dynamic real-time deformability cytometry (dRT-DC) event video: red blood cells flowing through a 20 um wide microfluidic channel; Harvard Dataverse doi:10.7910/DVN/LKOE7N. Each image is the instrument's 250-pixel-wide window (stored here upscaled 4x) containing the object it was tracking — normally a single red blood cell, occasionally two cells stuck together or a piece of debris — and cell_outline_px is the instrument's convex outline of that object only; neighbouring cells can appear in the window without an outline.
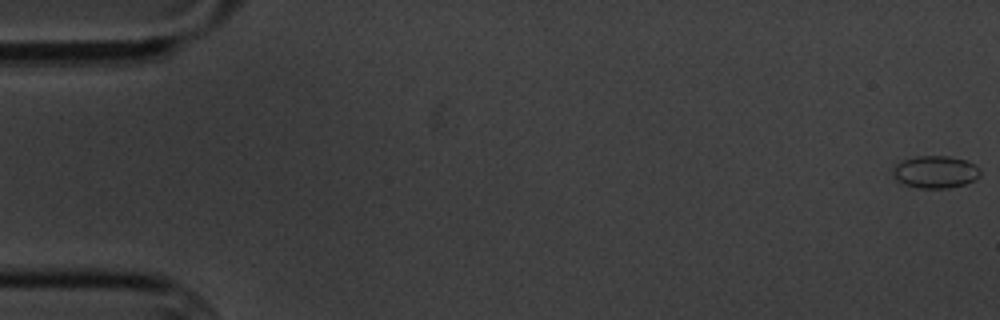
{"species": "common noctule bat (a hibernating species)", "species_latin": "Nyctalus noctula", "temperature_condition": "cold", "stored_images_in_passage": 6, "camera_frame_rate_fps": 3000, "um_per_image_px": 0.085, "animal": {"sex": "male", "body_mass_g": 20.1, "forearm_length_mm": 53.5}, "frame": {"image": 1, "passage_image": 1, "time_ms": 0.0, "image_size_px": [1000, 320], "cell_outline_px": [[980, 176], [976, 180], [964, 184], [948, 188], [920, 188], [904, 184], [896, 180], [892, 172], [892, 168], [896, 164], [904, 160], [916, 156], [948, 156], [964, 160], [980, 168]], "centroid_in_image_um": [79.5, 14.62], "position_along_channel_um": 5.5, "area_um2": 16.42}}
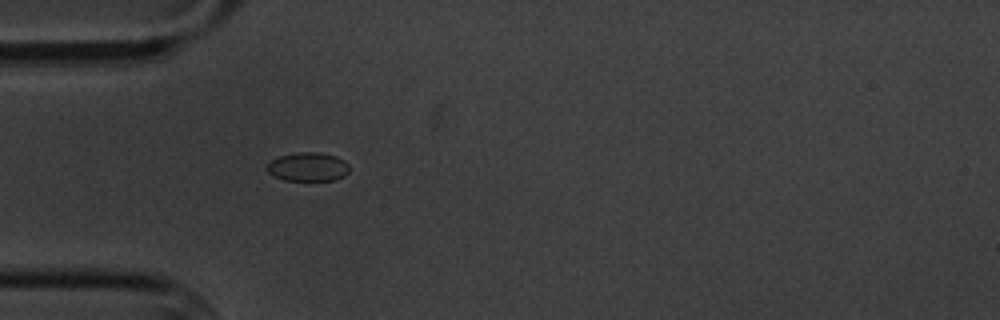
{"frame": {"image": 2, "passage_image": 6, "time_ms": 5.667, "image_size_px": [1000, 320], "cell_outline_px": [[348, 172], [344, 176], [332, 180], [284, 180], [268, 172], [264, 168], [272, 160], [280, 156], [300, 152], [320, 152], [336, 156], [344, 160], [348, 164]], "centroid_in_image_um": [26.18, 14.17], "position_along_channel_um": 58.8, "area_um2": 13.7}}